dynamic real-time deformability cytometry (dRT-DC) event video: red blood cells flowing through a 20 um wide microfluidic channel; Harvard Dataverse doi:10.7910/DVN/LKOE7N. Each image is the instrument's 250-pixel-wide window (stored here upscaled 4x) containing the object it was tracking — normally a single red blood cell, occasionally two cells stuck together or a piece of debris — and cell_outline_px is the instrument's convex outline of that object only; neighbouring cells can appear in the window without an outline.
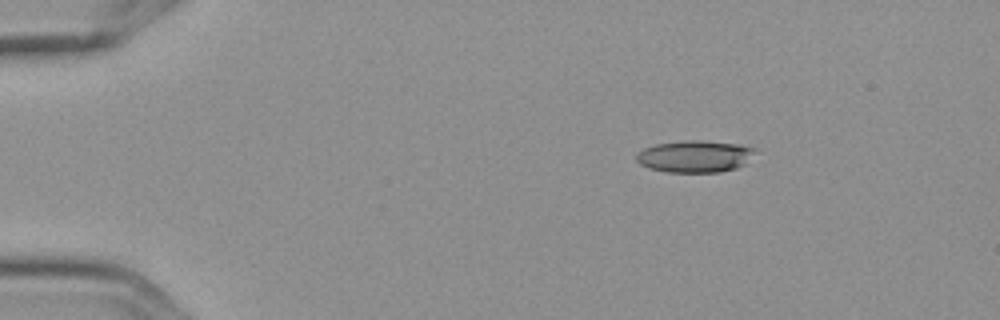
{"species": "Egyptian fruit bat (a non-hibernating species)", "species_latin": "Rousettus aegyptiacus", "temperature_condition": "cold", "stored_images_in_passage": 6, "camera_frame_rate_fps": 3000, "um_per_image_px": 0.085, "frame": {"image": 1, "passage_image": 3, "time_ms": 0.667, "image_size_px": [1000, 320], "cell_outline_px": [[756, 148], [744, 164], [736, 168], [720, 172], [668, 172], [648, 168], [640, 164], [636, 160], [636, 152], [644, 148], [656, 144], [696, 140], [740, 144]], "centroid_in_image_um": [59.02, 13.3], "position_along_channel_um": 26.0, "area_um2": 21.85}}
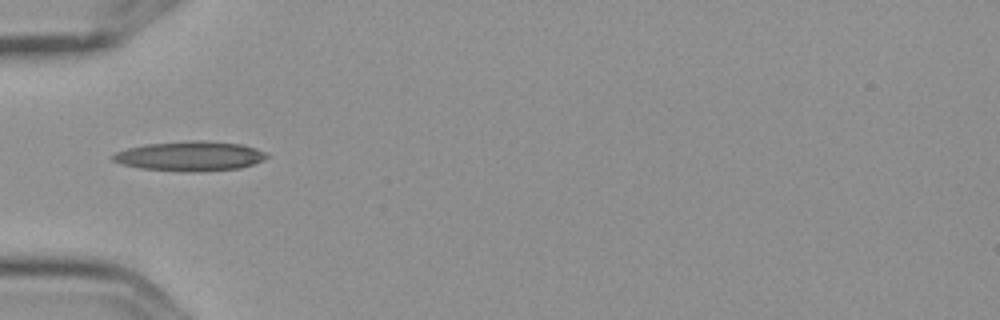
{"frame": {"image": 2, "passage_image": 6, "time_ms": 1.667, "image_size_px": [1000, 320], "cell_outline_px": [[268, 156], [264, 160], [240, 168], [192, 172], [188, 172], [140, 168], [120, 164], [112, 160], [112, 156], [116, 152], [128, 148], [144, 144], [188, 140], [204, 140], [240, 144], [256, 148], [264, 152]], "centroid_in_image_um": [16.13, 13.26], "position_along_channel_um": 68.9, "area_um2": 26.65}}